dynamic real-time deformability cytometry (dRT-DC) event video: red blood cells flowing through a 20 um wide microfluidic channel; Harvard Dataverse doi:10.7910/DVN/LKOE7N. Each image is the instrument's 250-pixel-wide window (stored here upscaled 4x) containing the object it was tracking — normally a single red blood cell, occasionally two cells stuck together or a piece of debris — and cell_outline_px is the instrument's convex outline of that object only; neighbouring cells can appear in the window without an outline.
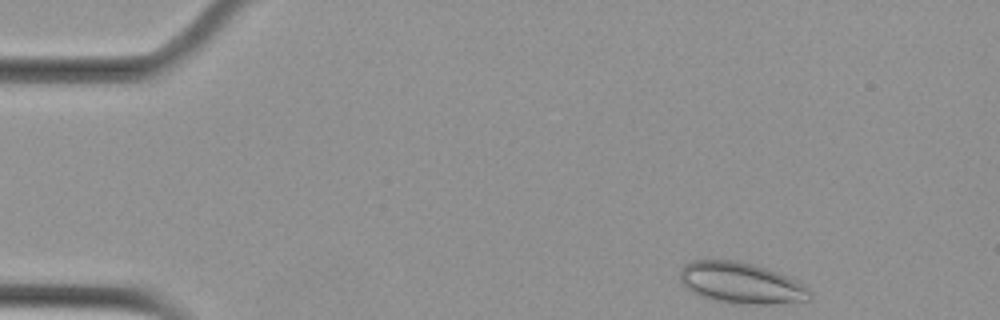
{"species": "Egyptian fruit bat (a non-hibernating species)", "species_latin": "Rousettus aegyptiacus", "temperature_condition": "cold", "stored_images_in_passage": 3, "camera_frame_rate_fps": 3000, "um_per_image_px": 0.085, "animal": {"sex": "female"}, "frame": {"image": 1, "passage_image": 1, "time_ms": 0.0, "image_size_px": [1000, 320], "cell_outline_px": [[812, 296], [808, 300], [772, 304], [728, 304], [712, 300], [700, 296], [684, 288], [680, 280], [680, 268], [684, 264], [692, 260], [732, 260], [752, 264], [776, 272], [808, 288]], "centroid_in_image_um": [62.9, 24.07], "position_along_channel_um": 22.1, "area_um2": 31.04}}